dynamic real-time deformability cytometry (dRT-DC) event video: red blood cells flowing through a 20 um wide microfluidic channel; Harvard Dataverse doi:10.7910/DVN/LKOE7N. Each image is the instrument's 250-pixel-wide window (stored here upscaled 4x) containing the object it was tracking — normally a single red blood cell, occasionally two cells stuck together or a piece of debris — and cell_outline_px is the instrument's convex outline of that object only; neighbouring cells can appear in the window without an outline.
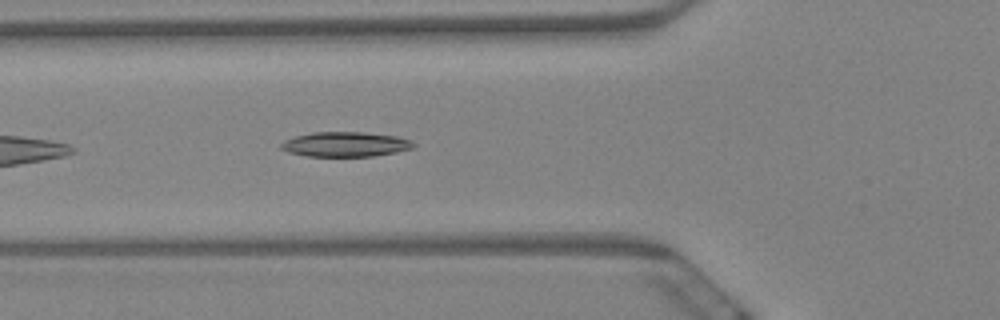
{"species": "Egyptian fruit bat (a non-hibernating species)", "species_latin": "Rousettus aegyptiacus", "temperature_condition": "warm", "stored_images_in_passage": 6, "camera_frame_rate_fps": 3000, "um_per_image_px": 0.085, "animal": {"sex": "female"}, "frame": {"image": 1, "passage_image": 6, "time_ms": 1.667, "image_size_px": [1000, 320], "cell_outline_px": [[416, 144], [412, 148], [396, 152], [372, 156], [308, 156], [288, 152], [280, 148], [280, 144], [284, 140], [296, 136], [312, 132], [364, 132], [396, 136], [412, 140]], "centroid_in_image_um": [29.36, 12.26], "position_along_channel_um": 96.4, "area_um2": 19.13}}